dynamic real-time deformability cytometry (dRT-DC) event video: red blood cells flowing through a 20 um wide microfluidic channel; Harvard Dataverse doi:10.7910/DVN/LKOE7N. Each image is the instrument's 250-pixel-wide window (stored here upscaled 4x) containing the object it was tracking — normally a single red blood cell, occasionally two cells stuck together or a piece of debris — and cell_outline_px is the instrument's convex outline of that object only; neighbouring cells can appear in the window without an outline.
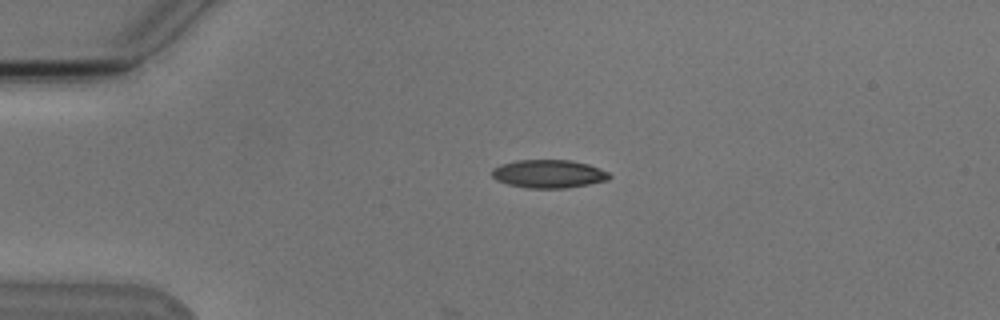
{"species": "Egyptian fruit bat (a non-hibernating species)", "species_latin": "Rousettus aegyptiacus", "temperature_condition": "cold", "stored_images_in_passage": 5, "camera_frame_rate_fps": 3000, "um_per_image_px": 0.085, "animal": {"sex": "male"}, "frame": {"image": 1, "passage_image": 3, "time_ms": 2.333, "image_size_px": [1000, 320], "cell_outline_px": [[612, 176], [608, 180], [588, 184], [564, 188], [528, 188], [508, 184], [496, 180], [492, 176], [492, 168], [500, 164], [516, 160], [572, 160], [588, 164], [600, 168], [608, 172]], "centroid_in_image_um": [46.63, 14.77], "position_along_channel_um": 38.4, "area_um2": 19.36}}